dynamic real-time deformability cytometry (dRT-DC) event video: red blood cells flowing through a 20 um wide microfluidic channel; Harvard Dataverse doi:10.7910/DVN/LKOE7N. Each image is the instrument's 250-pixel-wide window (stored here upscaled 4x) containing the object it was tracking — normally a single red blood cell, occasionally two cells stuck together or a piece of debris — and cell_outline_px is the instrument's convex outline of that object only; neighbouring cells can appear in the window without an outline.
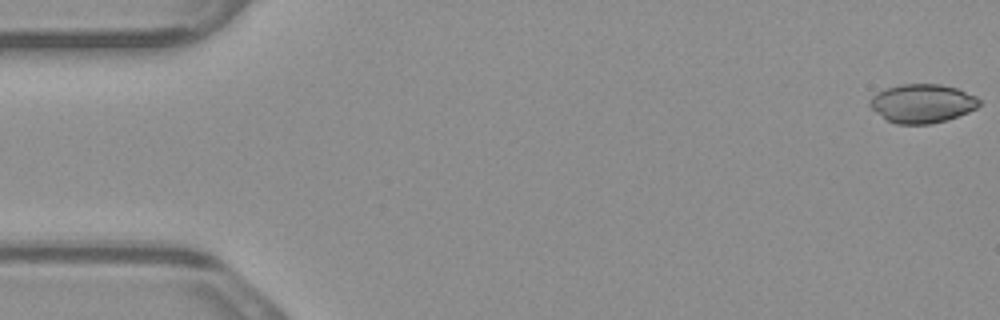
{"species": "common noctule bat (a hibernating species)", "species_latin": "Nyctalus noctula", "temperature_condition": "warm", "stored_images_in_passage": 53, "camera_frame_rate_fps": 3000, "um_per_image_px": 0.085, "animal": {"sex": "male", "body_mass_g": 23.1, "forearm_length_mm": 52.7}, "frame": {"image": 1, "passage_image": 1, "time_ms": 0.0, "image_size_px": [1000, 320], "cell_outline_px": [[980, 104], [976, 108], [968, 112], [944, 120], [928, 124], [896, 124], [888, 120], [876, 112], [868, 104], [872, 96], [876, 92], [884, 88], [900, 84], [940, 84], [956, 88], [976, 96], [980, 100]], "centroid_in_image_um": [78.36, 8.78], "position_along_channel_um": 6.6, "area_um2": 24.57}}
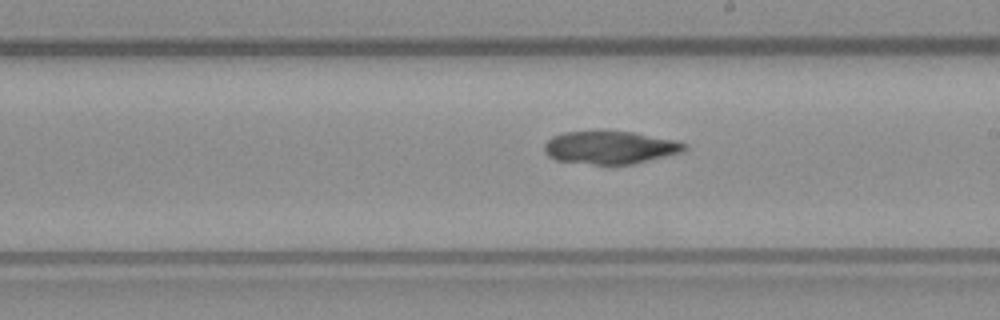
{"frame": {"image": 2, "passage_image": 30, "time_ms": 9.667, "image_size_px": [1000, 320], "cell_outline_px": [[688, 148], [680, 152], [632, 164], [592, 164], [556, 160], [548, 156], [544, 152], [544, 144], [552, 136], [564, 132], [604, 128], [608, 128], [632, 132], [676, 140], [688, 144]], "centroid_in_image_um": [51.82, 12.48], "position_along_channel_um": 237.2, "area_um2": 27.51}}
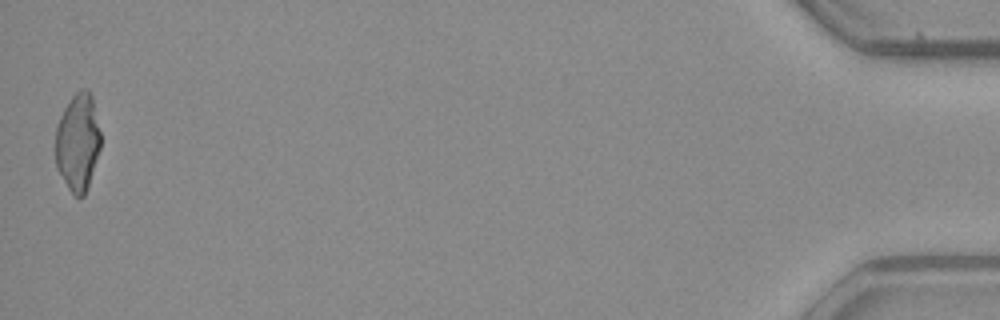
{"frame": {"image": 3, "passage_image": 53, "time_ms": 17.333, "image_size_px": [1000, 320], "cell_outline_px": [[100, 148], [88, 188], [84, 196], [76, 196], [68, 188], [56, 168], [56, 128], [60, 116], [68, 100], [80, 88], [88, 88], [92, 96], [100, 132]], "centroid_in_image_um": [6.61, 12.07], "position_along_channel_um": 428.6, "area_um2": 25.72}, "authors_computed_cell_mechanics": {"area_um2": 27.2238, "velocity_mm_per_s": 3.8721, "shape_relaxation_time_tau1_ms": null, "shape_relaxation_time_tau2_ms": 6.8179, "deformation_change_tau1": null, "deformation_change_tau2": 0.1174}}